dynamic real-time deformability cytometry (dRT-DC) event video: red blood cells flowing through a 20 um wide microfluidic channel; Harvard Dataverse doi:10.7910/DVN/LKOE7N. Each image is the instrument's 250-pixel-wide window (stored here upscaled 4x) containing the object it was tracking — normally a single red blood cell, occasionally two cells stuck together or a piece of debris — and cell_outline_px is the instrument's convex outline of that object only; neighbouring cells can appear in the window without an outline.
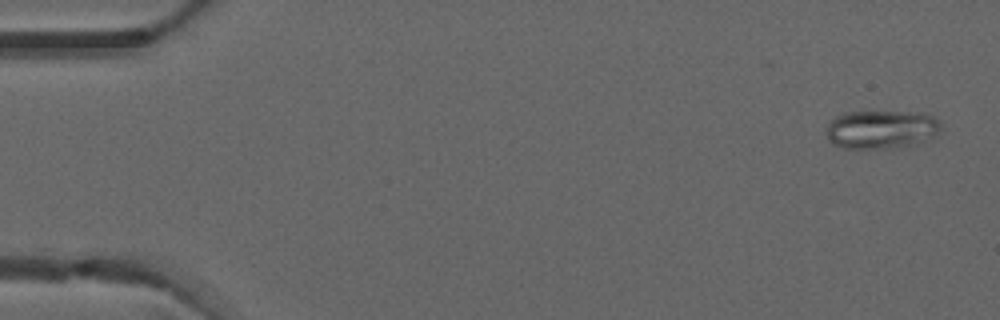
{"species": "common noctule bat (a hibernating species)", "species_latin": "Nyctalus noctula", "temperature_condition": "warm", "stored_images_in_passage": 4, "camera_frame_rate_fps": 3000, "um_per_image_px": 0.085, "animal": {"sex": "male", "forearm_length_mm": 52.5}, "frame": {"image": 1, "passage_image": 1, "time_ms": 0.0, "image_size_px": [1000, 320], "cell_outline_px": [[940, 128], [936, 136], [928, 140], [908, 148], [844, 148], [832, 144], [828, 140], [824, 132], [828, 120], [844, 112], [916, 112], [932, 116], [940, 120]], "centroid_in_image_um": [74.89, 11.02], "position_along_channel_um": 10.1, "area_um2": 26.41}}